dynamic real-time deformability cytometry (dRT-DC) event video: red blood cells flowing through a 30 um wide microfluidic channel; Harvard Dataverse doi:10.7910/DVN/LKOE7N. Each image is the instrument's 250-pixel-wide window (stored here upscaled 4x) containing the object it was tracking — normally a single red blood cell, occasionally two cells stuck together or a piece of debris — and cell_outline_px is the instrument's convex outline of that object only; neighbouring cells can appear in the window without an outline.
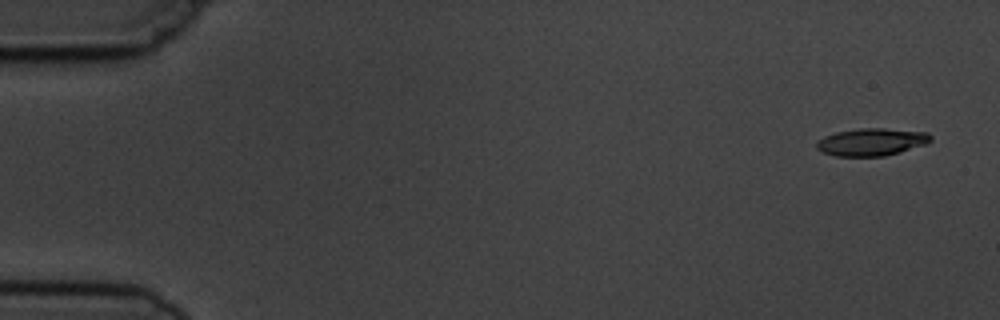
{"species": "common noctule bat (a hibernating species)", "species_latin": "Nyctalus noctula", "temperature_condition": "cold", "stored_images_in_passage": 4, "camera_frame_rate_fps": 3000, "um_per_image_px": 0.085, "animal": {"sex": "male", "body_mass_g": 19.5, "forearm_length_mm": 54.6}, "frame": {"image": 1, "passage_image": 1, "time_ms": 0.0, "image_size_px": [1000, 320], "cell_outline_px": [[932, 140], [928, 144], [900, 152], [884, 156], [836, 156], [824, 152], [816, 148], [816, 140], [824, 136], [836, 132], [860, 128], [884, 128], [928, 132], [932, 136]], "centroid_in_image_um": [74.11, 12.06], "position_along_channel_um": 10.9, "area_um2": 18.44}}
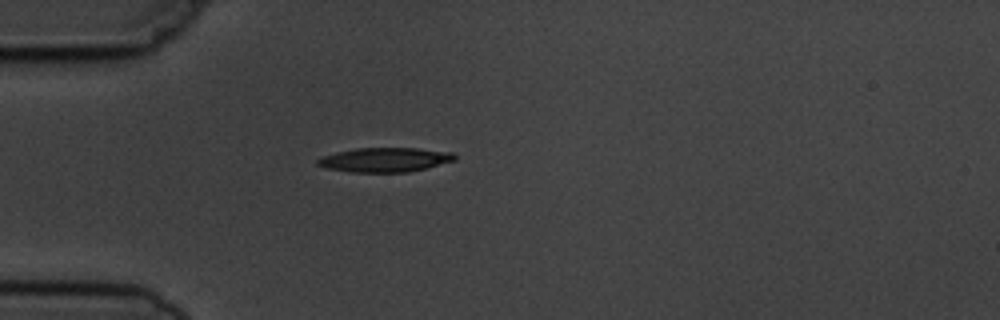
{"frame": {"image": 2, "passage_image": 4, "time_ms": 4.333, "image_size_px": [1000, 320], "cell_outline_px": [[456, 160], [408, 172], [352, 172], [324, 168], [316, 164], [316, 160], [324, 156], [336, 152], [356, 148], [416, 148], [452, 152], [456, 156]], "centroid_in_image_um": [32.69, 13.58], "position_along_channel_um": 52.3, "area_um2": 19.36}}